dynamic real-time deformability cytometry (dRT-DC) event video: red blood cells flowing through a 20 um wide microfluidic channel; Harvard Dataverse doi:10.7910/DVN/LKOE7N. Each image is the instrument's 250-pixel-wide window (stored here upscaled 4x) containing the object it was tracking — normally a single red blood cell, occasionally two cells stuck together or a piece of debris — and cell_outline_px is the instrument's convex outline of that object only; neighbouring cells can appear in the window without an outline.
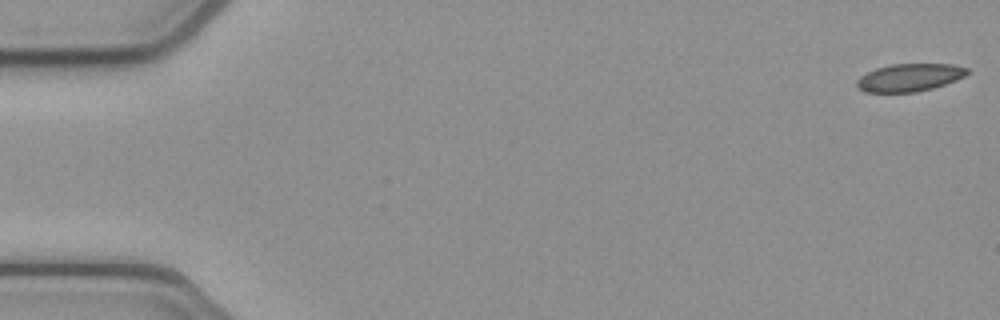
{"species": "common noctule bat (a hibernating species)", "species_latin": "Nyctalus noctula", "temperature_condition": "cold", "stored_images_in_passage": 53, "camera_frame_rate_fps": 3000, "um_per_image_px": 0.085, "animal": {"sex": "female", "body_mass_g": 21.9}, "frame": {"image": 1, "passage_image": 1, "time_ms": 0.0, "image_size_px": [1000, 320], "cell_outline_px": [[968, 72], [964, 76], [956, 80], [932, 88], [916, 92], [864, 92], [856, 88], [856, 80], [860, 76], [876, 68], [892, 64], [952, 64], [968, 68]], "centroid_in_image_um": [77.27, 6.59], "position_along_channel_um": 7.7, "area_um2": 17.8}}
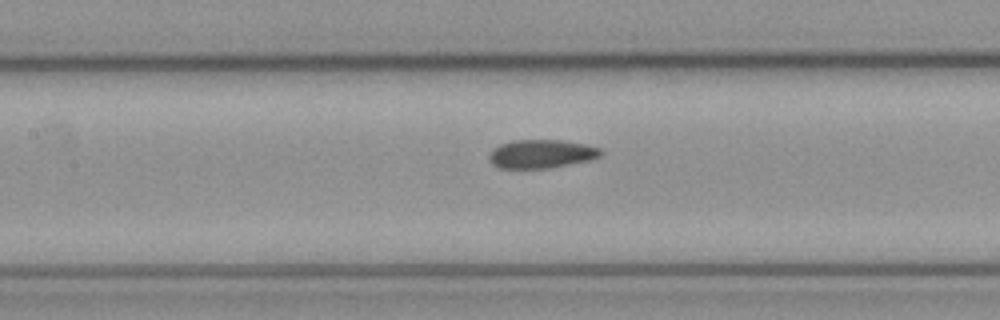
{"frame": {"image": 2, "passage_image": 24, "time_ms": 7.667, "image_size_px": [1000, 320], "cell_outline_px": [[604, 152], [600, 156], [592, 160], [552, 168], [500, 168], [492, 164], [488, 160], [488, 156], [500, 144], [512, 140], [564, 140], [584, 144], [600, 148]], "centroid_in_image_um": [46.05, 13.08], "position_along_channel_um": 161.3, "area_um2": 18.73}}
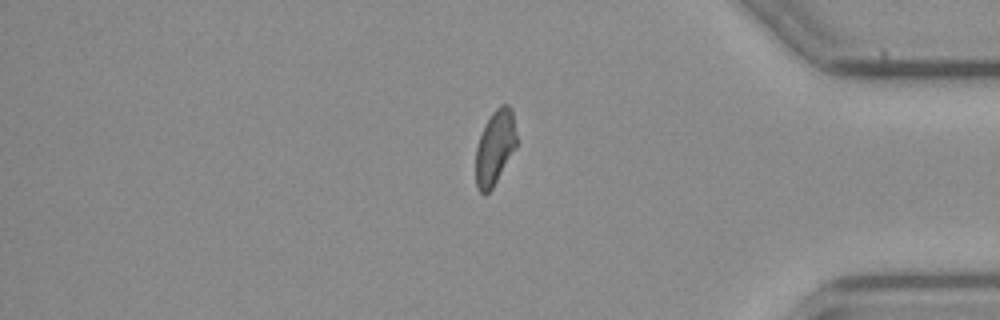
{"frame": {"image": 3, "passage_image": 44, "time_ms": 14.333, "image_size_px": [1000, 320], "cell_outline_px": [[516, 148], [492, 188], [488, 192], [480, 192], [476, 188], [476, 148], [480, 136], [492, 112], [500, 104], [508, 104], [512, 108], [516, 136]], "centroid_in_image_um": [42.08, 12.52], "position_along_channel_um": 393.1, "area_um2": 17.51}, "authors_computed_cell_mechanics": {"area_um2": 18.785, "velocity_mm_per_s": 3.885, "shape_relaxation_time_tau1_ms": null, "shape_relaxation_time_tau2_ms": 2.5173, "deformation_change_tau1": null, "deformation_change_tau2": 0.0597}}